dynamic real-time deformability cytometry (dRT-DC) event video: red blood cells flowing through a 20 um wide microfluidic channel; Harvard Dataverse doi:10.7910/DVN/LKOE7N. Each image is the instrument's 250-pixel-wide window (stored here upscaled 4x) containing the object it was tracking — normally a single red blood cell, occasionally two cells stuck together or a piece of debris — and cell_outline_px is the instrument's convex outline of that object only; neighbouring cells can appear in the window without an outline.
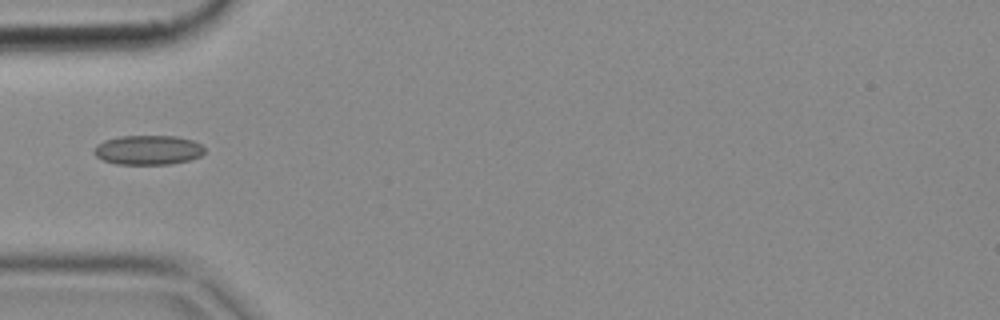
{"species": "common noctule bat (a hibernating species)", "species_latin": "Nyctalus noctula", "temperature_condition": "cold", "stored_images_in_passage": 5, "camera_frame_rate_fps": 3000, "um_per_image_px": 0.085, "animal": {"sex": "female", "body_mass_g": 18.4}, "frame": {"image": 1, "passage_image": 5, "time_ms": 1.333, "image_size_px": [1000, 320], "cell_outline_px": [[204, 152], [200, 156], [188, 160], [172, 164], [116, 164], [104, 160], [96, 156], [92, 152], [92, 148], [96, 144], [104, 140], [120, 136], [176, 136], [192, 140], [200, 144], [204, 148]], "centroid_in_image_um": [12.54, 12.74], "position_along_channel_um": 72.5, "area_um2": 19.07}}